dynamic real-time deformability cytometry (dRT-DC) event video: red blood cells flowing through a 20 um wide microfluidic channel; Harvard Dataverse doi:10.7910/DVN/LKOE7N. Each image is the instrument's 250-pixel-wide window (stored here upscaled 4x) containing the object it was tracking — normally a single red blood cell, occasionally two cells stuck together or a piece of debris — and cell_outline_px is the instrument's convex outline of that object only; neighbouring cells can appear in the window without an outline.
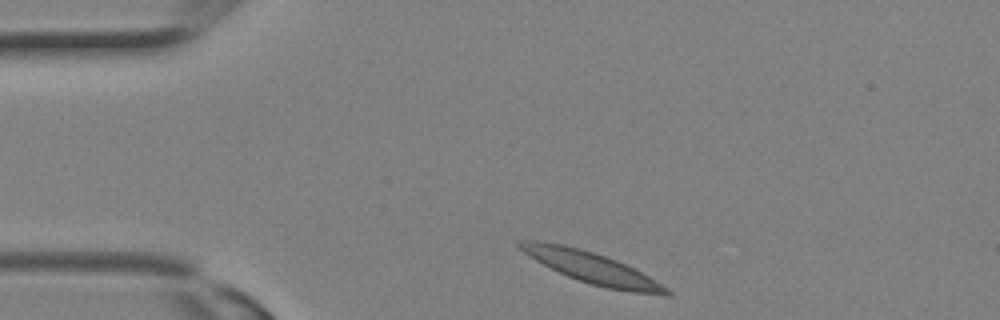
{"species": "Egyptian fruit bat (a non-hibernating species)", "species_latin": "Rousettus aegyptiacus", "temperature_condition": "room temperature", "stored_images_in_passage": 4, "camera_frame_rate_fps": 3000, "um_per_image_px": 0.085, "animal": {"sex": "female"}, "frame": {"image": 1, "passage_image": 3, "time_ms": 0.667, "image_size_px": [1000, 320], "cell_outline_px": [[672, 296], [664, 296], [632, 292], [608, 288], [592, 284], [568, 276], [536, 260], [524, 252], [516, 244], [516, 240], [536, 240], [564, 244], [580, 248], [616, 260], [648, 276], [668, 288], [672, 292]], "centroid_in_image_um": [50.32, 22.75], "position_along_channel_um": 34.7, "area_um2": 26.24}}